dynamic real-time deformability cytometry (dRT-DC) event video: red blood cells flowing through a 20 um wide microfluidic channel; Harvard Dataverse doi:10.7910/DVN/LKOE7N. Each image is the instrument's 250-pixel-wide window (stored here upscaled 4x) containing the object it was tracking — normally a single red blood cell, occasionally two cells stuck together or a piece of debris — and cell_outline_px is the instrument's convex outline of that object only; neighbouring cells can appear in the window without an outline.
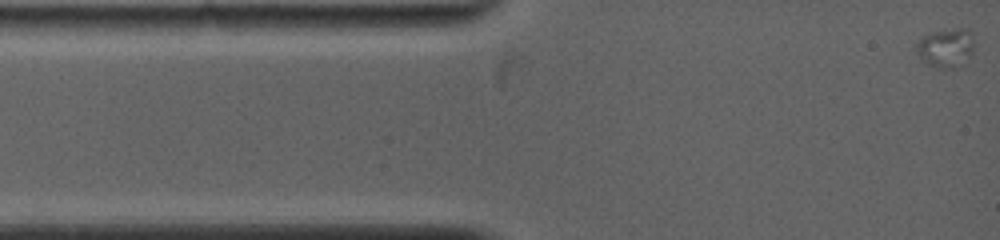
{"species": "common noctule bat (a hibernating species)", "species_latin": "Nyctalus noctula", "temperature_condition": "warm", "stored_images_in_passage": 53, "camera_frame_rate_fps": 5000, "um_per_image_px": 0.085, "animal": {"sex": "female", "body_mass_g": 19.0, "forearm_length_mm": 53.3}, "frame": {"image": 1, "passage_image": 1, "time_ms": 0.0, "image_size_px": [1000, 240], "cell_outline_px": [[976, 32], [972, 52], [948, 64], [928, 64], [916, 52], [916, 44], [928, 32], [960, 28], [968, 28]], "centroid_in_image_um": [80.4, 3.87], "position_along_channel_um": 4.6, "area_um2": 11.96}}
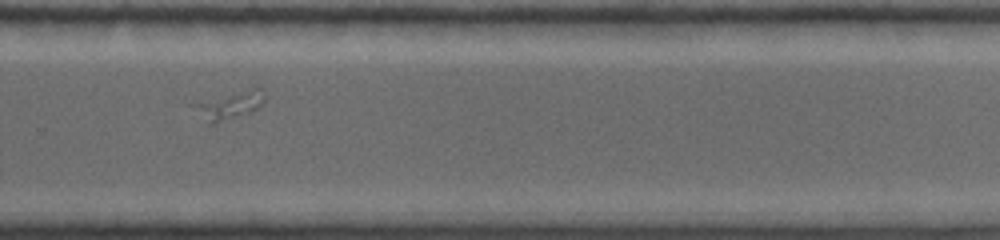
{"frame": {"image": 2, "passage_image": 38, "time_ms": 10.2, "image_size_px": [1000, 240], "cell_outline_px": [[264, 100], [260, 108], [216, 124], [208, 124], [188, 104], [256, 84], [260, 88], [264, 96]], "centroid_in_image_um": [19.49, 8.9], "position_along_channel_um": 310.3, "area_um2": 12.2}}
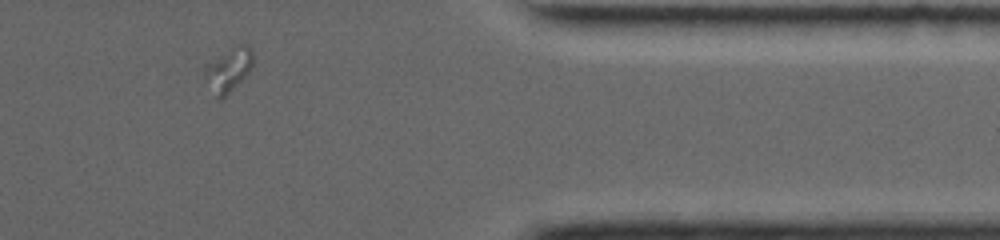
{"frame": {"image": 3, "passage_image": 46, "time_ms": 13.2, "image_size_px": [1000, 240], "cell_outline_px": [[252, 64], [248, 72], [228, 96], [220, 100], [216, 100], [204, 80], [204, 68], [208, 64], [236, 44], [244, 44], [252, 52]], "centroid_in_image_um": [19.37, 6.01], "position_along_channel_um": 392.0, "area_um2": 12.31}}